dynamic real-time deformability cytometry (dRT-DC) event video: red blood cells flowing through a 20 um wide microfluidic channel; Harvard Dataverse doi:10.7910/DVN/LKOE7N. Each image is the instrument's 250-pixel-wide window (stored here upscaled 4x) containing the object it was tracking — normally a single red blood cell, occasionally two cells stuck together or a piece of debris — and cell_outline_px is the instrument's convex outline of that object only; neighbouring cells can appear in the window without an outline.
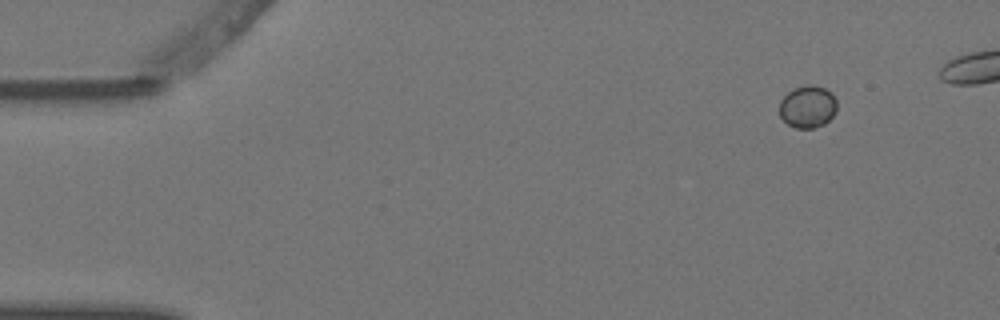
{"species": "Egyptian fruit bat (a non-hibernating species)", "species_latin": "Rousettus aegyptiacus", "temperature_condition": "warm", "stored_images_in_passage": 4, "camera_frame_rate_fps": 3000, "um_per_image_px": 0.085, "animal": {"sex": "female"}, "frame": {"image": 1, "passage_image": 1, "time_ms": 0.0, "image_size_px": [1000, 320], "cell_outline_px": [[836, 112], [824, 124], [816, 128], [796, 128], [788, 124], [780, 116], [780, 100], [792, 88], [808, 84], [812, 84], [824, 88], [832, 92], [836, 100]], "centroid_in_image_um": [68.66, 9.05], "position_along_channel_um": 16.3, "area_um2": 14.28}}